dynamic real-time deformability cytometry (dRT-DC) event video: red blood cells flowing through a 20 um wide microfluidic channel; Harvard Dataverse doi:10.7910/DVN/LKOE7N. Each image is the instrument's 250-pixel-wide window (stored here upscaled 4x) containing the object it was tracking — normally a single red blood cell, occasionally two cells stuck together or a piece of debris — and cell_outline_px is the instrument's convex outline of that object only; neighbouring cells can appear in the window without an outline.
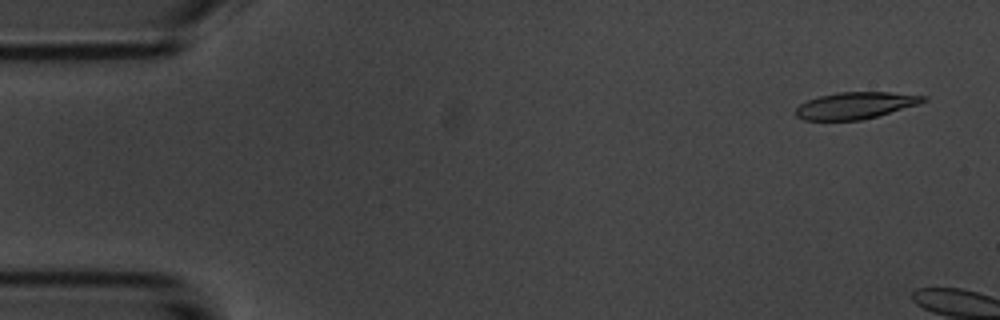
{"species": "common noctule bat (a hibernating species)", "species_latin": "Nyctalus noctula", "temperature_condition": "room temperature", "stored_images_in_passage": 2, "camera_frame_rate_fps": 3000, "um_per_image_px": 0.085, "animal": {"sex": "male", "body_mass_g": 20.1, "forearm_length_mm": 53.5}, "frame": {"image": 1, "passage_image": 1, "time_ms": 0.0, "image_size_px": [1000, 320], "cell_outline_px": [[928, 100], [916, 104], [876, 116], [860, 120], [804, 120], [796, 116], [796, 108], [800, 104], [808, 100], [820, 96], [836, 92], [888, 92], [928, 96]], "centroid_in_image_um": [72.68, 8.96], "position_along_channel_um": 12.3, "area_um2": 19.59}}